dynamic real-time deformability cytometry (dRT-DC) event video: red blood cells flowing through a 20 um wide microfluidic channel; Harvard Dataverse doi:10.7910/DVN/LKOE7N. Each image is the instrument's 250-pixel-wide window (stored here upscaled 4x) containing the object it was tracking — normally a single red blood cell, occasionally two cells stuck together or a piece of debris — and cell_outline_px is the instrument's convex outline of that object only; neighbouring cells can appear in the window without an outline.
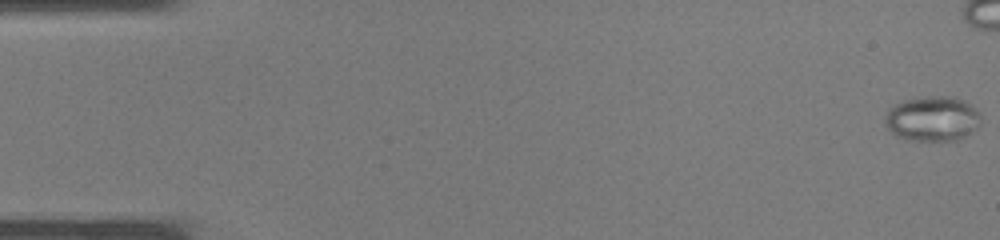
{"species": "common noctule bat (a hibernating species)", "species_latin": "Nyctalus noctula", "temperature_condition": "warm", "stored_images_in_passage": 31, "camera_frame_rate_fps": 3000, "um_per_image_px": 0.085, "animal": {"sex": "male", "body_mass_g": 19.0, "forearm_length_mm": 50.8}, "frame": {"image": 1, "passage_image": 1, "time_ms": 0.0, "image_size_px": [1000, 240], "cell_outline_px": [[980, 124], [972, 132], [956, 140], [908, 140], [896, 136], [884, 124], [884, 116], [888, 108], [904, 100], [932, 96], [956, 96], [964, 100], [980, 112]], "centroid_in_image_um": [79.25, 10.08], "position_along_channel_um": 5.8, "area_um2": 25.26}}
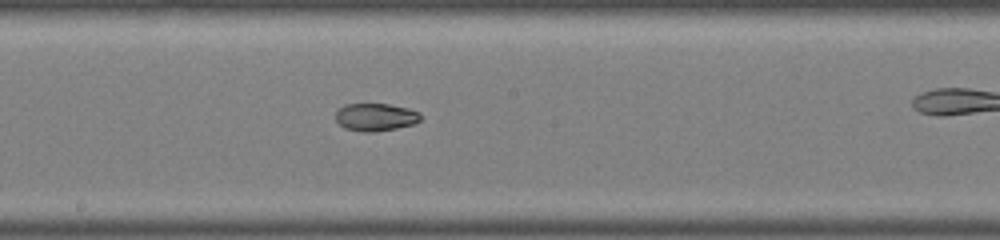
{"frame": {"image": 2, "passage_image": 21, "time_ms": 6.667, "image_size_px": [1000, 240], "cell_outline_px": [[420, 120], [416, 124], [396, 128], [372, 132], [360, 132], [344, 128], [336, 120], [336, 112], [344, 104], [388, 104], [408, 108], [420, 112]], "centroid_in_image_um": [31.93, 9.96], "position_along_channel_um": 216.3, "area_um2": 13.76}}
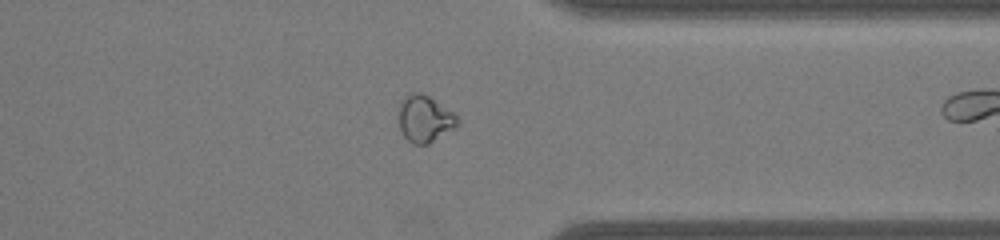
{"frame": {"image": 3, "passage_image": 30, "time_ms": 9.667, "image_size_px": [1000, 240], "cell_outline_px": [[460, 124], [428, 144], [412, 144], [404, 136], [400, 128], [400, 104], [412, 92], [420, 92], [428, 96], [452, 112], [460, 120]], "centroid_in_image_um": [36.12, 10.12], "position_along_channel_um": 375.3, "area_um2": 15.55}}